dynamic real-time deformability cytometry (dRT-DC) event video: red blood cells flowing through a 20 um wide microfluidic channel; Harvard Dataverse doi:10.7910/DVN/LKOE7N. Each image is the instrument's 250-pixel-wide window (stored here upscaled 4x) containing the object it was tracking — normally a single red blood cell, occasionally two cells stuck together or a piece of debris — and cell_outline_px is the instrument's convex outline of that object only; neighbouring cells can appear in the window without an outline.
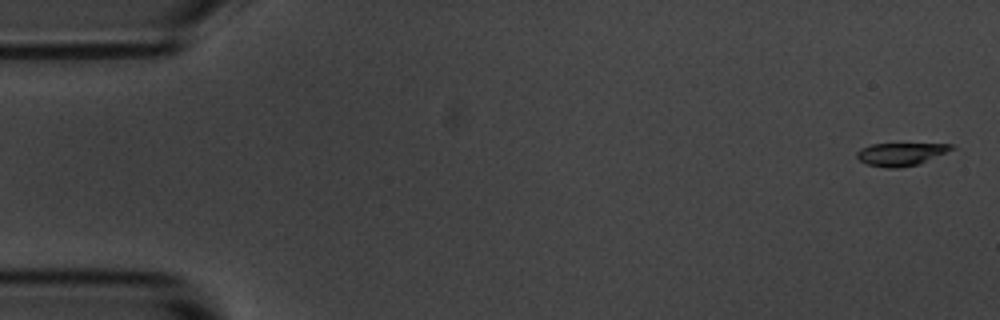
{"species": "common noctule bat (a hibernating species)", "species_latin": "Nyctalus noctula", "temperature_condition": "room temperature", "stored_images_in_passage": 5, "camera_frame_rate_fps": 3000, "um_per_image_px": 0.085, "animal": {"sex": "male", "body_mass_g": 20.1, "forearm_length_mm": 53.5}, "frame": {"image": 1, "passage_image": 1, "time_ms": 0.0, "image_size_px": [1000, 320], "cell_outline_px": [[956, 148], [920, 164], [900, 168], [888, 168], [868, 164], [860, 160], [856, 156], [856, 152], [860, 148], [872, 144], [952, 144]], "centroid_in_image_um": [76.58, 13.1], "position_along_channel_um": 8.4, "area_um2": 12.6}}
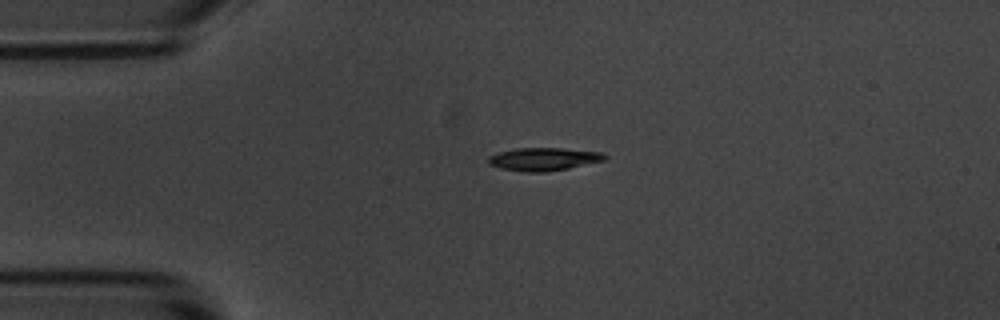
{"frame": {"image": 2, "passage_image": 4, "time_ms": 3.667, "image_size_px": [1000, 320], "cell_outline_px": [[608, 156], [604, 160], [568, 168], [544, 172], [524, 172], [500, 168], [488, 164], [488, 156], [500, 152], [516, 148], [564, 148], [604, 152]], "centroid_in_image_um": [46.21, 13.52], "position_along_channel_um": 38.8, "area_um2": 15.61}}